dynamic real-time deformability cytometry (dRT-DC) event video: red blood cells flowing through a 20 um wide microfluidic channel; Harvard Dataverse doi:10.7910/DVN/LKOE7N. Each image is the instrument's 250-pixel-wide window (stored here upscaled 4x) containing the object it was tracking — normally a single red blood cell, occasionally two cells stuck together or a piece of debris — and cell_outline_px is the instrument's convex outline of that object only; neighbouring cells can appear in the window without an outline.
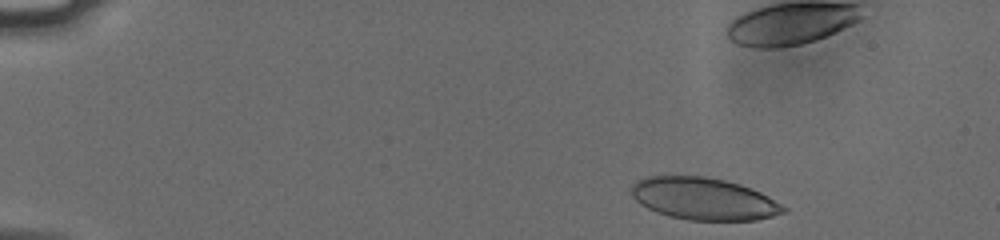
{"species": "human", "species_latin": "Homo sapiens", "temperature_condition": "cold", "stored_images_in_passage": 40, "camera_frame_rate_fps": 3000, "um_per_image_px": 0.085, "donor": {"sex": "male"}, "frame": {"image": 1, "passage_image": 2, "time_ms": 0.333, "image_size_px": [1000, 240], "cell_outline_px": [[788, 208], [784, 212], [772, 216], [756, 220], [688, 220], [668, 216], [656, 212], [640, 204], [632, 196], [632, 184], [636, 180], [648, 176], [704, 176], [724, 180], [740, 184], [752, 188], [768, 196]], "centroid_in_image_um": [59.81, 16.89], "position_along_channel_um": 25.2, "area_um2": 37.4}}
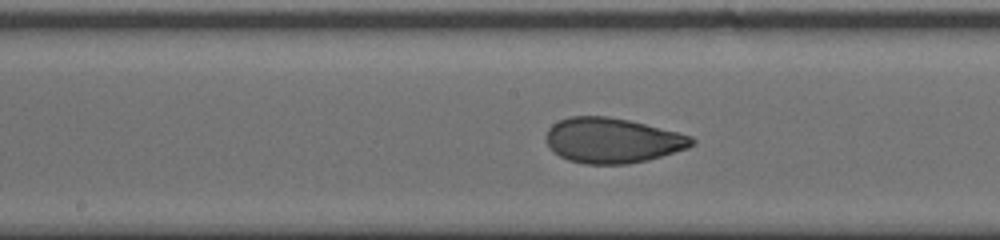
{"frame": {"image": 2, "passage_image": 24, "time_ms": 7.667, "image_size_px": [1000, 240], "cell_outline_px": [[696, 144], [688, 148], [648, 160], [628, 164], [584, 164], [568, 160], [552, 152], [544, 136], [548, 128], [552, 124], [560, 120], [572, 116], [608, 116], [628, 120], [692, 136], [696, 140]], "centroid_in_image_um": [52.03, 11.94], "position_along_channel_um": 196.2, "area_um2": 38.44}}
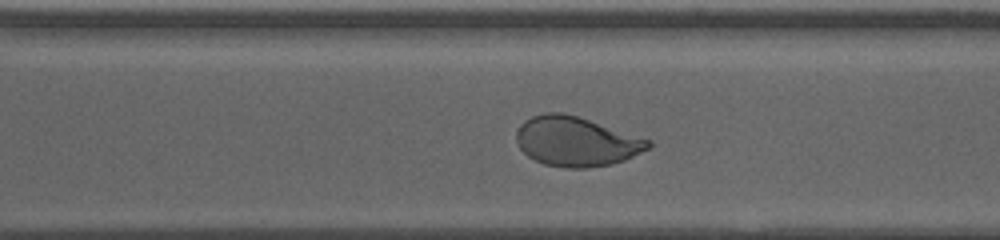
{"frame": {"image": 3, "passage_image": 34, "time_ms": 11.0, "image_size_px": [1000, 240], "cell_outline_px": [[652, 144], [648, 148], [624, 160], [612, 164], [588, 168], [564, 168], [544, 164], [528, 156], [520, 148], [516, 140], [516, 132], [520, 124], [524, 120], [532, 116], [544, 112], [560, 112], [576, 116], [652, 140]], "centroid_in_image_um": [48.95, 12.03], "position_along_channel_um": 321.6, "area_um2": 37.97}}